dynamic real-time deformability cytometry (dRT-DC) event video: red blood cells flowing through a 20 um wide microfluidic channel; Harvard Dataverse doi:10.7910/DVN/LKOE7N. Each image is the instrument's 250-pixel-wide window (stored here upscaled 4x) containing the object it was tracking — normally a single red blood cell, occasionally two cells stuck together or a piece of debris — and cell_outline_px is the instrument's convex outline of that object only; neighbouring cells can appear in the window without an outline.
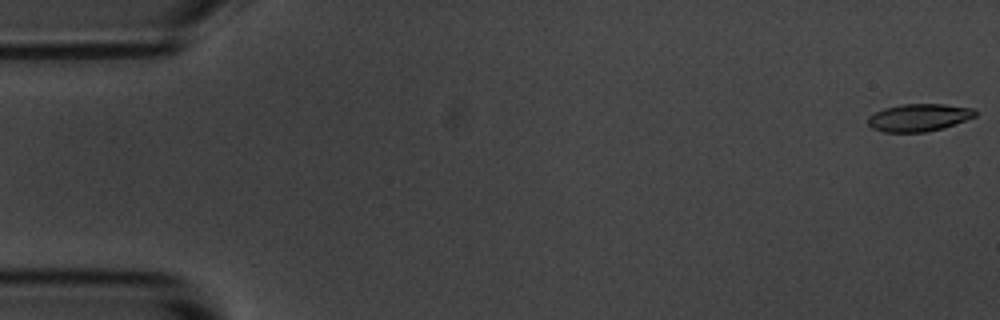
{"species": "common noctule bat (a hibernating species)", "species_latin": "Nyctalus noctula", "temperature_condition": "room temperature", "stored_images_in_passage": 5, "camera_frame_rate_fps": 3000, "um_per_image_px": 0.085, "animal": {"sex": "male", "body_mass_g": 20.1, "forearm_length_mm": 53.5}, "frame": {"image": 1, "passage_image": 1, "time_ms": 0.0, "image_size_px": [1000, 320], "cell_outline_px": [[976, 116], [944, 128], [924, 132], [884, 132], [872, 128], [868, 124], [868, 116], [884, 108], [900, 104], [944, 104], [972, 108], [976, 112]], "centroid_in_image_um": [78.09, 9.99], "position_along_channel_um": 6.9, "area_um2": 17.17}}
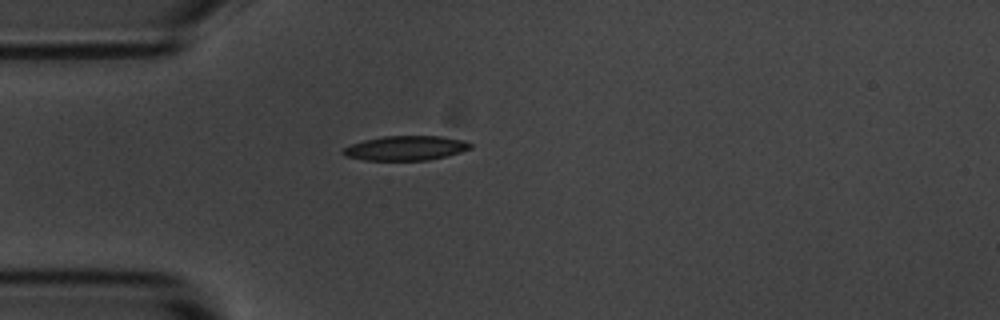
{"frame": {"image": 2, "passage_image": 5, "time_ms": 4.667, "image_size_px": [1000, 320], "cell_outline_px": [[472, 148], [460, 152], [428, 160], [364, 160], [344, 156], [340, 152], [344, 148], [352, 144], [364, 140], [384, 136], [440, 136], [464, 140], [472, 144]], "centroid_in_image_um": [34.47, 12.59], "position_along_channel_um": 50.5, "area_um2": 18.15}}